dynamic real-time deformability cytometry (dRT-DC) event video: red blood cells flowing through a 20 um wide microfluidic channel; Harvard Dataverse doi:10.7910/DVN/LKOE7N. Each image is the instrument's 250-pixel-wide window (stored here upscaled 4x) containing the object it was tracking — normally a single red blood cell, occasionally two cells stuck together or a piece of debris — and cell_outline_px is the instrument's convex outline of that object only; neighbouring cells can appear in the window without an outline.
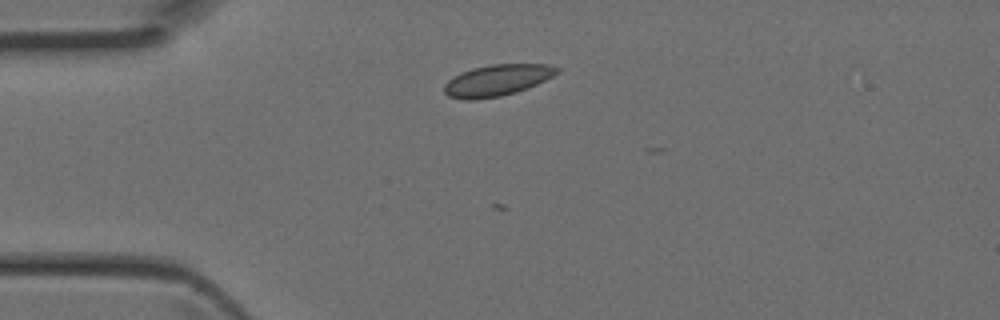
{"species": "Egyptian fruit bat (a non-hibernating species)", "species_latin": "Rousettus aegyptiacus", "temperature_condition": "room temperature", "stored_images_in_passage": 20, "camera_frame_rate_fps": 3000, "um_per_image_px": 0.085, "animal": {"sex": "female"}, "frame": {"image": 1, "passage_image": 4, "time_ms": 1.0, "image_size_px": [1000, 320], "cell_outline_px": [[560, 72], [528, 88], [516, 92], [500, 96], [476, 100], [468, 100], [448, 96], [444, 92], [444, 84], [448, 80], [460, 72], [472, 68], [492, 64], [548, 64], [560, 68]], "centroid_in_image_um": [42.24, 6.82], "position_along_channel_um": 42.8, "area_um2": 20.63}}
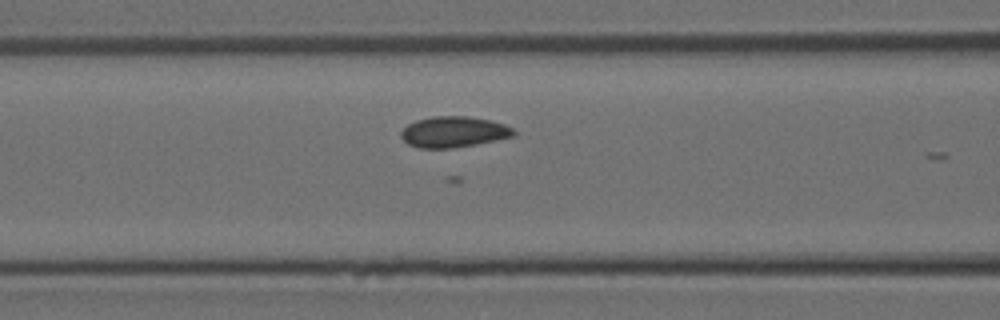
{"frame": {"image": 2, "passage_image": 11, "time_ms": 3.333, "image_size_px": [1000, 320], "cell_outline_px": [[516, 136], [476, 144], [452, 148], [420, 148], [408, 144], [400, 136], [400, 132], [408, 124], [416, 120], [432, 116], [468, 116], [492, 120], [504, 124], [512, 128], [516, 132]], "centroid_in_image_um": [38.57, 11.2], "position_along_channel_um": 128.0, "area_um2": 20.4}}
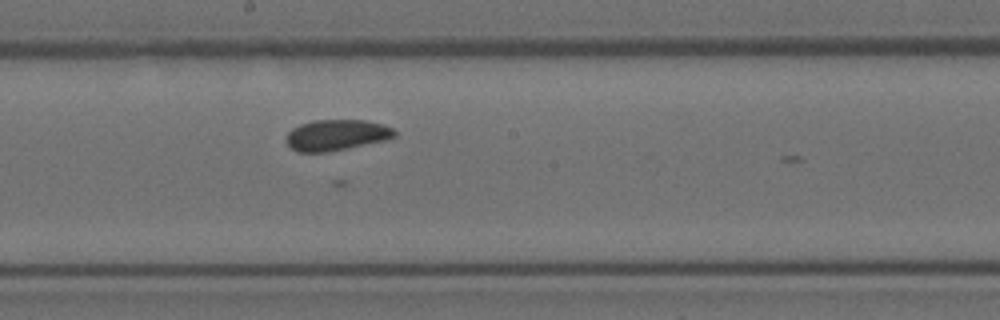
{"frame": {"image": 3, "passage_image": 17, "time_ms": 5.333, "image_size_px": [1000, 320], "cell_outline_px": [[396, 136], [384, 140], [348, 148], [328, 152], [300, 152], [292, 148], [284, 140], [288, 132], [292, 128], [300, 124], [312, 120], [364, 120], [384, 124], [392, 128], [396, 132]], "centroid_in_image_um": [28.58, 11.47], "position_along_channel_um": 219.6, "area_um2": 19.54}}